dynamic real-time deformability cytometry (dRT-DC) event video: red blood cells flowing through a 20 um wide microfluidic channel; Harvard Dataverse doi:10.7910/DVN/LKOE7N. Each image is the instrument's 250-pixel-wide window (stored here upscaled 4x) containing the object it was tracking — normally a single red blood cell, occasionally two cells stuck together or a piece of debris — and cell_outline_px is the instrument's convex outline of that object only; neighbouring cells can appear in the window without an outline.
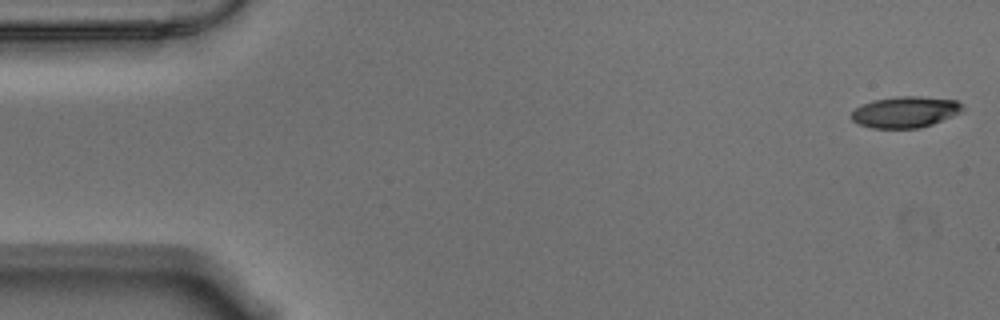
{"species": "Egyptian fruit bat (a non-hibernating species)", "species_latin": "Rousettus aegyptiacus", "temperature_condition": "warm", "stored_images_in_passage": 56, "camera_frame_rate_fps": 3000, "um_per_image_px": 0.085, "animal": {"sex": "male"}, "frame": {"image": 1, "passage_image": 1, "time_ms": 0.0, "image_size_px": [1000, 320], "cell_outline_px": [[964, 108], [960, 112], [952, 116], [932, 124], [920, 128], [872, 128], [860, 124], [852, 120], [852, 112], [856, 108], [872, 100], [896, 96], [920, 96], [956, 100], [964, 104]], "centroid_in_image_um": [76.97, 9.51], "position_along_channel_um": 8.0, "area_um2": 20.17}}
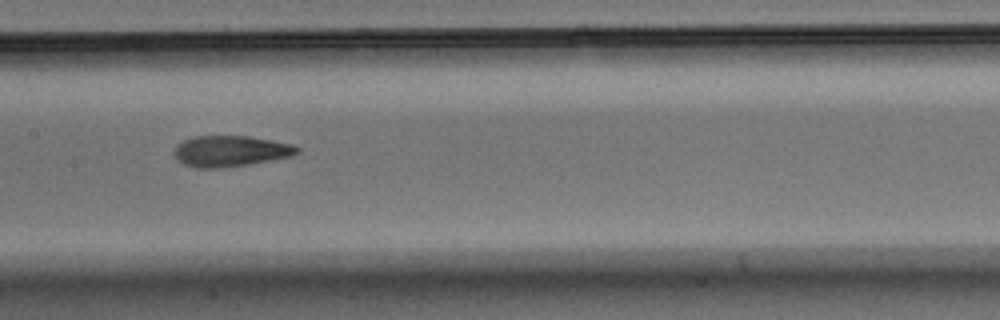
{"frame": {"image": 2, "passage_image": 27, "time_ms": 8.667, "image_size_px": [1000, 320], "cell_outline_px": [[300, 152], [288, 156], [248, 164], [224, 168], [196, 168], [184, 164], [176, 160], [172, 152], [176, 144], [192, 136], [248, 136], [272, 140], [292, 144], [300, 148]], "centroid_in_image_um": [19.51, 12.84], "position_along_channel_um": 187.9, "area_um2": 22.25}}
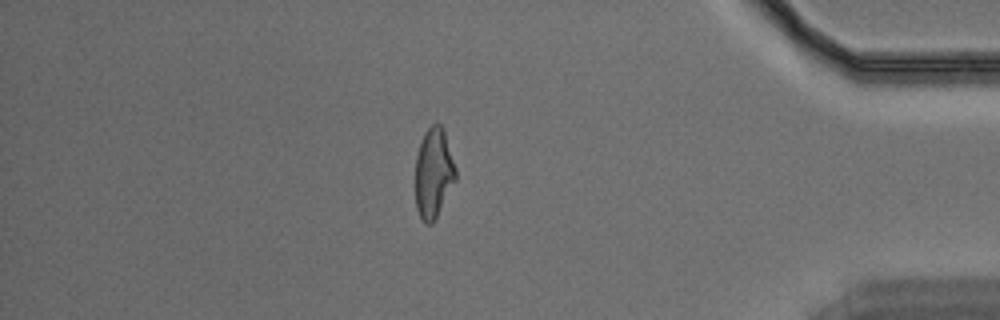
{"frame": {"image": 3, "passage_image": 48, "time_ms": 15.667, "image_size_px": [1000, 320], "cell_outline_px": [[456, 180], [436, 220], [432, 224], [424, 224], [416, 208], [416, 156], [424, 132], [436, 120], [440, 124], [444, 132], [456, 168]], "centroid_in_image_um": [36.86, 14.74], "position_along_channel_um": 398.3, "area_um2": 21.27}, "authors_computed_cell_mechanics": {"area_um2": 21.9929, "velocity_mm_per_s": 3.5487, "shape_relaxation_time_tau1_ms": 7.571, "shape_relaxation_time_tau2_ms": 2.0048, "deformation_change_tau1": 0.2286, "deformation_change_tau2": 0.1023}}